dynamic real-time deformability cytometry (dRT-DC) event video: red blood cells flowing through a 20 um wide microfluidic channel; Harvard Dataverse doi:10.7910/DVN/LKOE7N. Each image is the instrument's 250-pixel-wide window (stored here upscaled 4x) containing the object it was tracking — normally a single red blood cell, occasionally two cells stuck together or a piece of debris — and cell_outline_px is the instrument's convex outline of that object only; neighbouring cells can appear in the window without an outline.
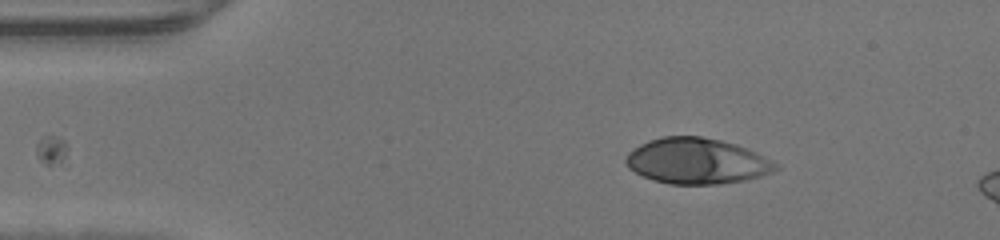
{"species": "human", "species_latin": "Homo sapiens", "temperature_condition": "warm", "stored_images_in_passage": 7, "camera_frame_rate_fps": 3000, "um_per_image_px": 0.085, "donor": {"sex": "male"}, "frame": {"image": 1, "passage_image": 1, "time_ms": 0.0, "image_size_px": [1000, 240], "cell_outline_px": [[780, 168], [772, 172], [760, 176], [744, 180], [720, 184], [668, 184], [644, 176], [628, 168], [624, 160], [628, 152], [640, 144], [648, 140], [664, 136], [700, 136], [720, 140], [736, 144], [748, 148], [780, 164]], "centroid_in_image_um": [59.25, 13.68], "position_along_channel_um": 25.8, "area_um2": 40.06}}